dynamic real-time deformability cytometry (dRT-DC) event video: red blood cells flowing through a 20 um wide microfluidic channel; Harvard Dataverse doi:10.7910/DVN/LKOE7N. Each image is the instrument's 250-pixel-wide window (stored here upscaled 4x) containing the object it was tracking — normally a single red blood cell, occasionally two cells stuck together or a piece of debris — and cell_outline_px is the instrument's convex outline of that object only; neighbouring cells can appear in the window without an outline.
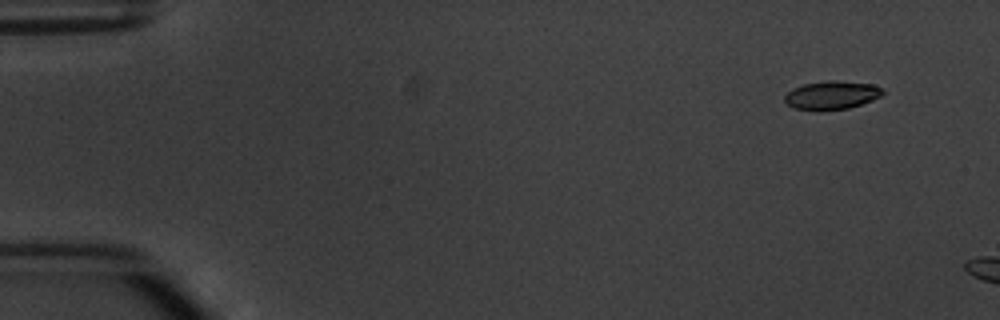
{"species": "common noctule bat (a hibernating species)", "species_latin": "Nyctalus noctula", "temperature_condition": "warm", "stored_images_in_passage": 3, "camera_frame_rate_fps": 3000, "um_per_image_px": 0.085, "animal": {"sex": "male", "body_mass_g": 20.1, "forearm_length_mm": 53.5}, "frame": {"image": 1, "passage_image": 2, "time_ms": 1.0, "image_size_px": [1000, 320], "cell_outline_px": [[884, 92], [880, 96], [872, 100], [848, 108], [816, 112], [792, 108], [784, 100], [784, 96], [792, 88], [804, 84], [828, 80], [832, 80], [872, 84], [884, 88]], "centroid_in_image_um": [70.66, 8.11], "position_along_channel_um": 14.3, "area_um2": 16.47}}